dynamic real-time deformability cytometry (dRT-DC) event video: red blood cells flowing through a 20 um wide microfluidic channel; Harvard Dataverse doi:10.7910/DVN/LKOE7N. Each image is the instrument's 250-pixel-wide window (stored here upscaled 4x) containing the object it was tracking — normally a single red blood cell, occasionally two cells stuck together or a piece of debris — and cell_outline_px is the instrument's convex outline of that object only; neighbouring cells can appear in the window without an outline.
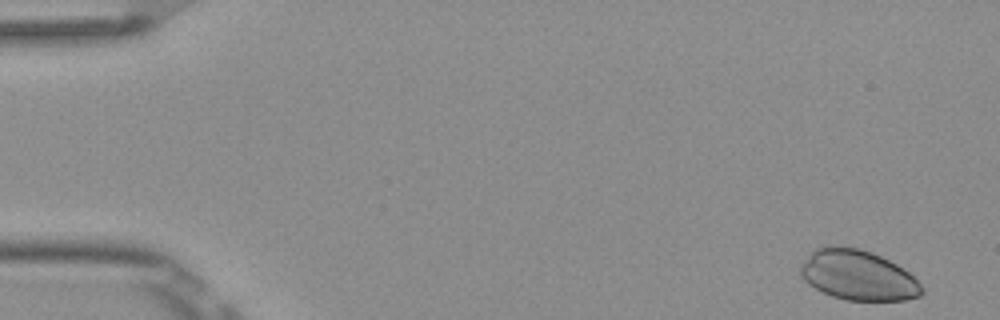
{"species": "Egyptian fruit bat (a non-hibernating species)", "species_latin": "Rousettus aegyptiacus", "temperature_condition": "room temperature", "stored_images_in_passage": 5, "camera_frame_rate_fps": 3000, "um_per_image_px": 0.085, "frame": {"image": 1, "passage_image": 1, "time_ms": 0.0, "image_size_px": [1000, 320], "cell_outline_px": [[924, 292], [920, 296], [904, 300], [848, 300], [832, 296], [808, 284], [800, 276], [800, 264], [816, 248], [824, 244], [832, 244], [860, 248], [872, 252], [896, 264], [908, 272], [924, 288]], "centroid_in_image_um": [72.9, 23.37], "position_along_channel_um": 12.1, "area_um2": 35.55}}